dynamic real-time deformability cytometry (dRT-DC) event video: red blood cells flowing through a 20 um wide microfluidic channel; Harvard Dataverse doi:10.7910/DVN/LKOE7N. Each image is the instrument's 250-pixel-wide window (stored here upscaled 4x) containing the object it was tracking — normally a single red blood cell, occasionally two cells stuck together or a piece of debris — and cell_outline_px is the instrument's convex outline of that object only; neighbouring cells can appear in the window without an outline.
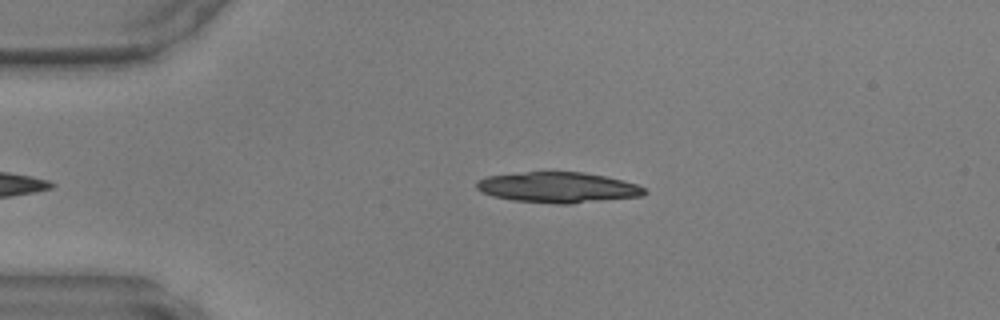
{"species": "common noctule bat (a hibernating species)", "species_latin": "Nyctalus noctula", "temperature_condition": "warm", "stored_images_in_passage": 6, "camera_frame_rate_fps": 3000, "um_per_image_px": 0.085, "animal": {"sex": "male", "body_mass_g": 17.9, "forearm_length_mm": 54.2}, "frame": {"image": 1, "passage_image": 2, "time_ms": 0.333, "image_size_px": [1000, 320], "cell_outline_px": [[648, 192], [644, 196], [572, 204], [560, 204], [512, 200], [492, 196], [480, 192], [476, 188], [476, 180], [488, 176], [524, 172], [584, 172], [624, 180], [636, 184], [644, 188]], "centroid_in_image_um": [47.44, 15.94], "position_along_channel_um": 37.6, "area_um2": 30.17}}